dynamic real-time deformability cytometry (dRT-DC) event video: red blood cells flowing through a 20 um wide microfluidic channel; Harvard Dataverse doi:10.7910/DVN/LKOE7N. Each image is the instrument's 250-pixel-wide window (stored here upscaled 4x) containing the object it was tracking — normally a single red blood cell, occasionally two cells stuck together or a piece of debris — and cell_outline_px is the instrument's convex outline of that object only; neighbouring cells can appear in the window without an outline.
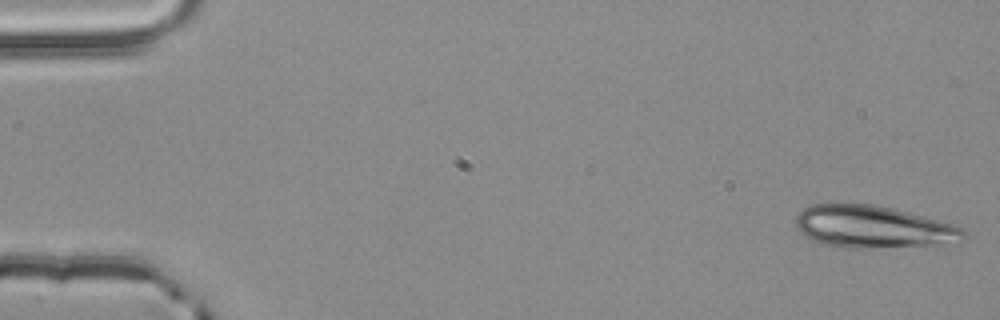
{"species": "common noctule bat (a hibernating species)", "species_latin": "Nyctalus noctula", "temperature_condition": "room temperature", "stored_images_in_passage": 53, "segment_of_instrument_passage": [1, 2], "camera_frame_rate_fps": 3000, "um_per_image_px": 0.085, "animal": {"sex": "male", "body_mass_g": 20.4}, "frame": {"image": 1, "passage_image": 1, "time_ms": 0.0, "image_size_px": [1000, 320], "cell_outline_px": [[968, 236], [964, 240], [936, 244], [860, 248], [836, 248], [820, 244], [804, 236], [796, 228], [796, 216], [808, 204], [876, 204], [896, 208], [952, 224], [964, 228], [968, 232]], "centroid_in_image_um": [74.18, 19.28], "position_along_channel_um": 10.8, "area_um2": 41.67}}
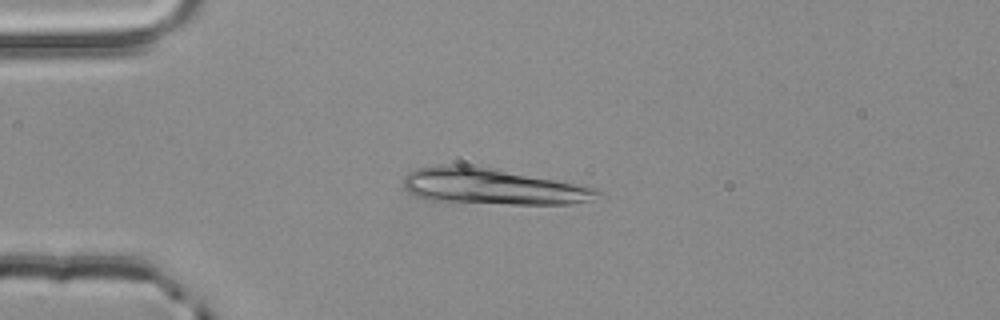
{"frame": {"image": 2, "passage_image": 13, "time_ms": 4.0, "image_size_px": [1000, 320], "cell_outline_px": [[608, 196], [592, 200], [572, 204], [512, 204], [432, 200], [416, 196], [408, 192], [404, 188], [404, 176], [408, 172], [416, 168], [444, 164], [464, 164], [492, 168], [556, 180], [596, 188], [604, 192]], "centroid_in_image_um": [41.91, 15.85], "position_along_channel_um": 43.1, "area_um2": 40.92}}